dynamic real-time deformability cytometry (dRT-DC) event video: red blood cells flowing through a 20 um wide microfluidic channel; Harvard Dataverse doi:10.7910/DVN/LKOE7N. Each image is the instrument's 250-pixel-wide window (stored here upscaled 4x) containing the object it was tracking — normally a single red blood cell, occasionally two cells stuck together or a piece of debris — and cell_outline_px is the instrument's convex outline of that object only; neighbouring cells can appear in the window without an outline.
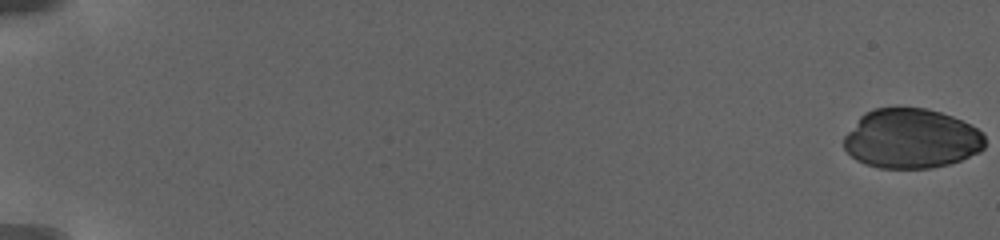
{"species": "human", "species_latin": "Homo sapiens", "temperature_condition": "warm", "stored_images_in_passage": 54, "camera_frame_rate_fps": 3000, "um_per_image_px": 0.085, "donor": {"sex": "female"}, "frame": {"image": 1, "passage_image": 1, "time_ms": 0.0, "image_size_px": [1000, 240], "cell_outline_px": [[984, 148], [980, 152], [960, 160], [948, 164], [928, 168], [880, 168], [864, 164], [856, 160], [844, 148], [844, 136], [860, 116], [864, 112], [876, 108], [928, 108], [952, 116], [976, 128], [984, 136]], "centroid_in_image_um": [77.44, 11.79], "position_along_channel_um": 7.6, "area_um2": 48.9}}
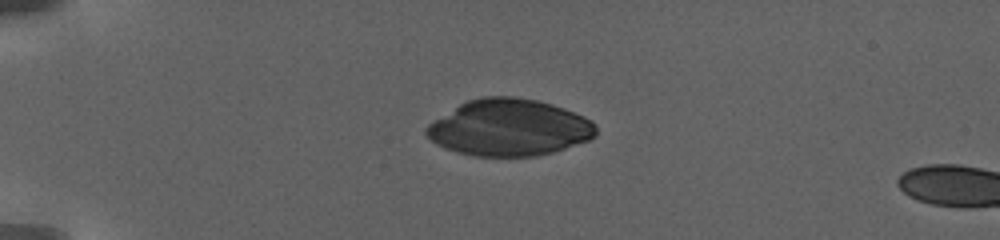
{"frame": {"image": 2, "passage_image": 24, "time_ms": 6.667, "image_size_px": [1000, 240], "cell_outline_px": [[596, 136], [588, 140], [552, 152], [536, 156], [476, 156], [456, 152], [444, 148], [436, 144], [424, 132], [424, 128], [428, 124], [460, 104], [468, 100], [480, 96], [516, 96], [536, 100], [552, 104], [564, 108], [584, 116], [592, 120], [596, 128]], "centroid_in_image_um": [43.27, 10.84], "position_along_channel_um": 41.7, "area_um2": 55.95}}
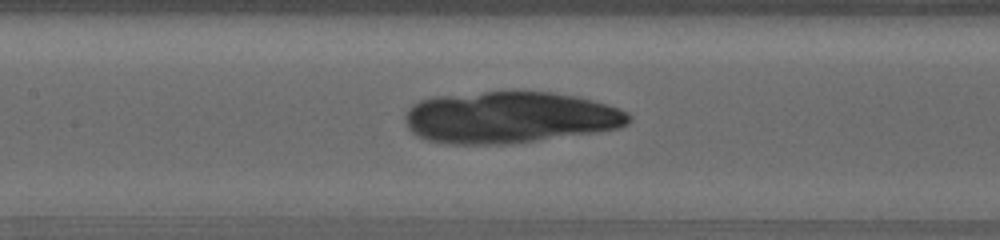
{"frame": {"image": 3, "passage_image": 53, "time_ms": 12.667, "image_size_px": [1000, 240], "cell_outline_px": [[632, 120], [628, 124], [620, 128], [596, 132], [512, 144], [448, 144], [428, 140], [416, 136], [408, 128], [404, 120], [412, 104], [420, 100], [432, 96], [512, 88], [520, 88], [552, 92], [576, 96], [608, 104], [620, 108], [628, 112], [632, 116]], "centroid_in_image_um": [43.35, 9.94], "position_along_channel_um": 164.1, "area_um2": 69.19}}